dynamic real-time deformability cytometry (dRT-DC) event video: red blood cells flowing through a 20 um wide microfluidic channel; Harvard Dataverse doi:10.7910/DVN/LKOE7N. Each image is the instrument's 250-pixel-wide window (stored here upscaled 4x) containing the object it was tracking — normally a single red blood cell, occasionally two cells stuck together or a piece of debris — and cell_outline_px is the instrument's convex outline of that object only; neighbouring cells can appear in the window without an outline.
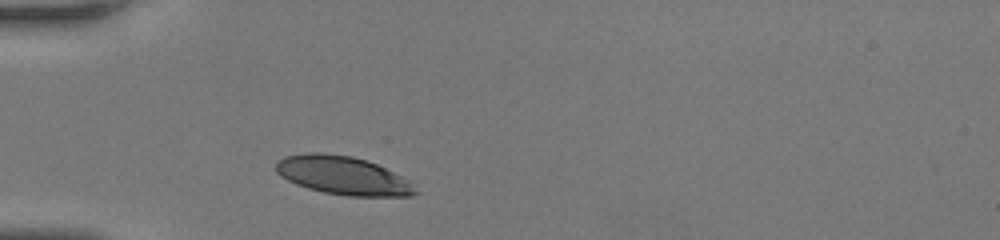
{"species": "human", "species_latin": "Homo sapiens", "temperature_condition": "room temperature", "stored_images_in_passage": 30, "camera_frame_rate_fps": 3000, "um_per_image_px": 0.085, "donor": {"sex": "female"}, "frame": {"image": 1, "passage_image": 1, "time_ms": 0.0, "image_size_px": [1000, 240], "cell_outline_px": [[420, 192], [412, 196], [348, 196], [324, 192], [308, 188], [296, 184], [280, 176], [276, 172], [276, 164], [284, 156], [308, 152], [320, 152], [352, 156], [368, 160], [408, 180]], "centroid_in_image_um": [29.14, 14.91], "position_along_channel_um": 55.9, "area_um2": 31.15}}
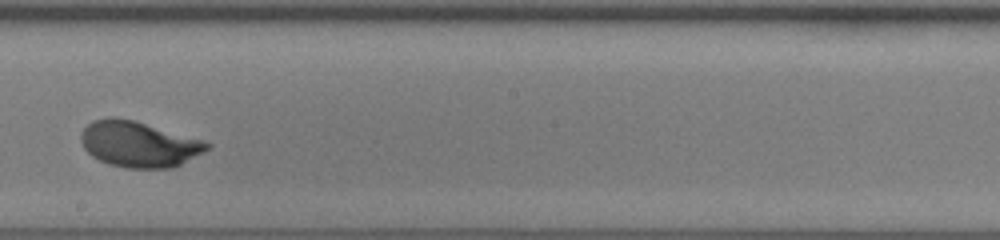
{"frame": {"image": 2, "passage_image": 15, "time_ms": 4.667, "image_size_px": [1000, 240], "cell_outline_px": [[212, 144], [208, 148], [180, 164], [172, 168], [128, 168], [108, 164], [92, 156], [84, 148], [80, 140], [80, 132], [92, 120], [108, 116], [112, 116], [132, 120], [204, 140]], "centroid_in_image_um": [11.74, 12.24], "position_along_channel_um": 236.5, "area_um2": 33.41}}
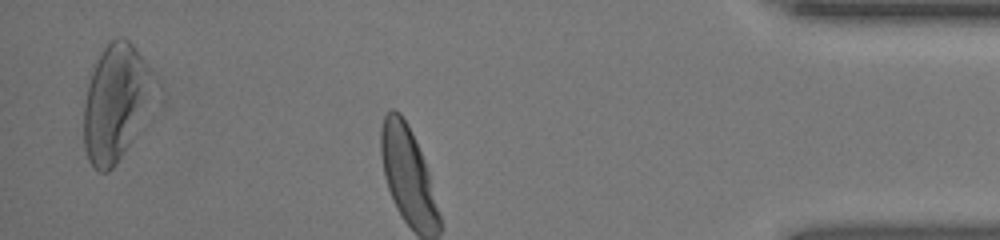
{"frame": {"image": 3, "passage_image": 29, "time_ms": 9.333, "image_size_px": [1000, 240], "cell_outline_px": [[140, 60], [136, 104], [128, 144], [124, 152], [116, 164], [108, 172], [100, 172], [88, 160], [84, 148], [84, 104], [88, 84], [92, 72], [100, 52], [108, 40], [116, 36], [124, 36], [132, 44], [140, 56]], "centroid_in_image_um": [9.43, 8.78], "position_along_channel_um": 425.8, "area_um2": 40.75}, "authors_computed_cell_mechanics": {"area_um2": 33.2061, "velocity_mm_per_s": 4.1648, "shape_relaxation_time_tau1_ms": 2.6761, "shape_relaxation_time_tau2_ms": null, "deformation_change_tau1": 0.1556, "deformation_change_tau2": null}}